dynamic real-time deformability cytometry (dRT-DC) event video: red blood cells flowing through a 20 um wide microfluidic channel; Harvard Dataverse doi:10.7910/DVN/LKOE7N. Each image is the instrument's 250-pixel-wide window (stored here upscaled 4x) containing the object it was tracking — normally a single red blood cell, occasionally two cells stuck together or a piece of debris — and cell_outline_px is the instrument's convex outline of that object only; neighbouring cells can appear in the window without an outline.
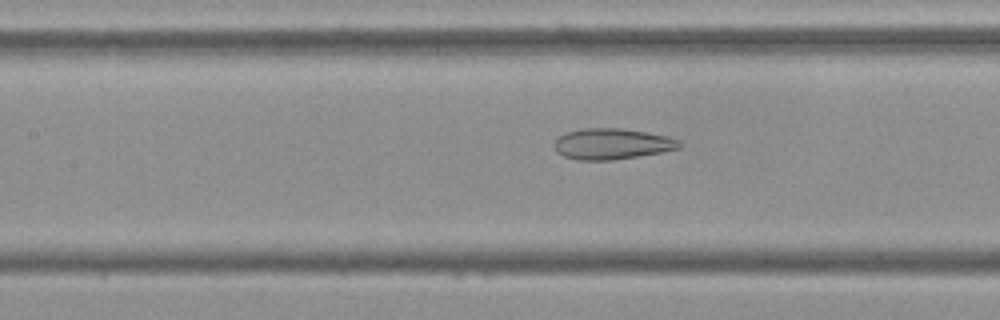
{"species": "Egyptian fruit bat (a non-hibernating species)", "species_latin": "Rousettus aegyptiacus", "temperature_condition": "cold", "stored_images_in_passage": 43, "camera_frame_rate_fps": 3000, "um_per_image_px": 0.085, "frame": {"image": 1, "passage_image": 13, "time_ms": 4.0, "image_size_px": [1000, 320], "cell_outline_px": [[680, 148], [640, 156], [612, 160], [576, 160], [564, 156], [556, 152], [552, 144], [560, 136], [568, 132], [584, 128], [620, 128], [668, 136], [680, 140]], "centroid_in_image_um": [52.0, 12.24], "position_along_channel_um": 155.4, "area_um2": 22.48}}
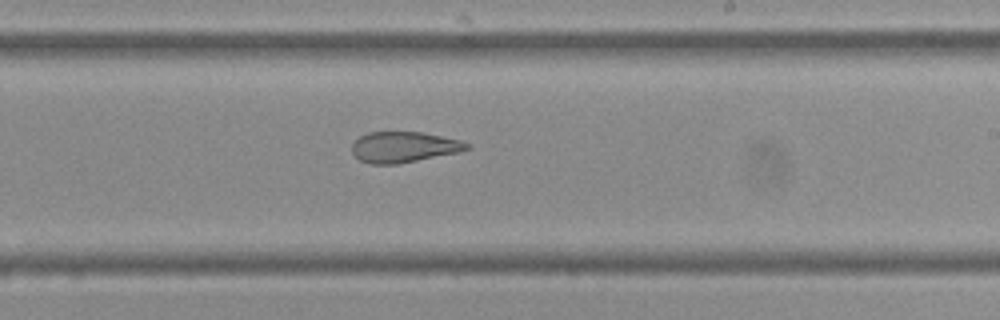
{"frame": {"image": 2, "passage_image": 21, "time_ms": 6.667, "image_size_px": [1000, 320], "cell_outline_px": [[472, 148], [460, 152], [396, 164], [368, 164], [360, 160], [352, 152], [352, 144], [360, 136], [368, 132], [424, 132], [460, 140], [472, 144]], "centroid_in_image_um": [34.36, 12.49], "position_along_channel_um": 254.6, "area_um2": 20.69}}
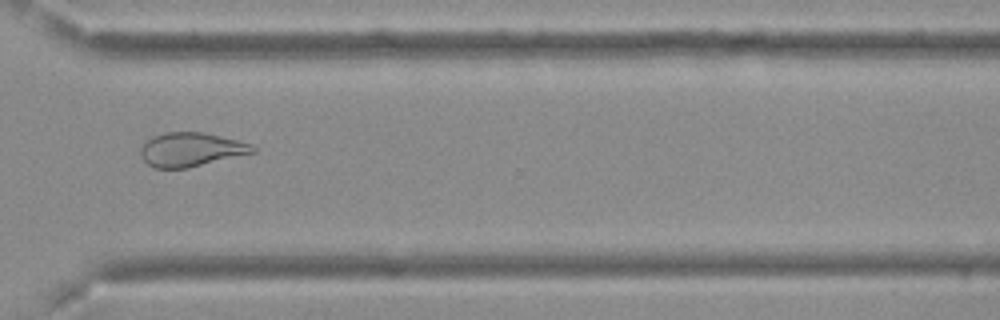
{"frame": {"image": 3, "passage_image": 29, "time_ms": 9.333, "image_size_px": [1000, 320], "cell_outline_px": [[256, 152], [188, 168], [156, 168], [148, 164], [144, 160], [140, 152], [140, 148], [152, 136], [164, 132], [204, 132], [252, 144], [256, 148]], "centroid_in_image_um": [16.24, 12.71], "position_along_channel_um": 354.4, "area_um2": 22.08}, "authors_computed_cell_mechanics": {"area_um2": 24.1604, "velocity_mm_per_s": 3.7351, "shape_relaxation_time_tau1_ms": null, "shape_relaxation_time_tau2_ms": 2.1591, "deformation_change_tau1": null, "deformation_change_tau2": 0.0949}}